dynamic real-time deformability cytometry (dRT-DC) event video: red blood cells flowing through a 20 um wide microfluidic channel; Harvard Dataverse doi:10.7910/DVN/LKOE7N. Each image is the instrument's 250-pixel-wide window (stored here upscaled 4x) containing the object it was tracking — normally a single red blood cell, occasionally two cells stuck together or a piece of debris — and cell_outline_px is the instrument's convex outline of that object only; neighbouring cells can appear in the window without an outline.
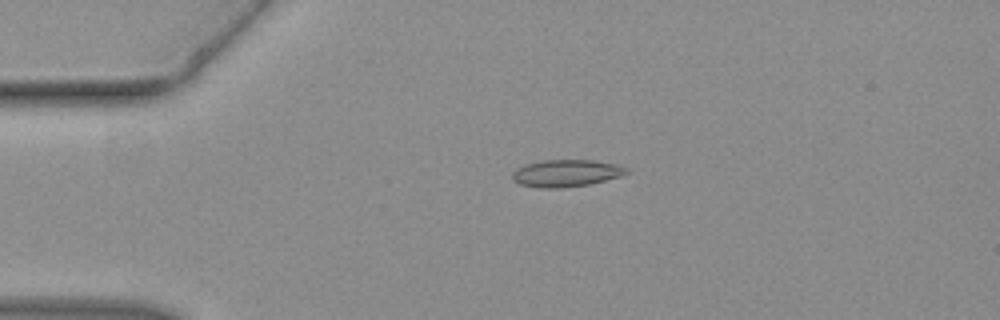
{"species": "common noctule bat (a hibernating species)", "species_latin": "Nyctalus noctula", "temperature_condition": "warm", "stored_images_in_passage": 45, "camera_frame_rate_fps": 3000, "um_per_image_px": 0.085, "animal": {"sex": "female", "body_mass_g": 19.3, "forearm_length_mm": 54.1}, "frame": {"image": 1, "passage_image": 9, "time_ms": 2.667, "image_size_px": [1000, 320], "cell_outline_px": [[628, 172], [620, 176], [588, 184], [560, 188], [544, 188], [520, 184], [512, 180], [512, 172], [516, 168], [528, 164], [544, 160], [592, 160], [616, 164], [628, 168]], "centroid_in_image_um": [48.1, 14.72], "position_along_channel_um": 36.9, "area_um2": 17.8}}
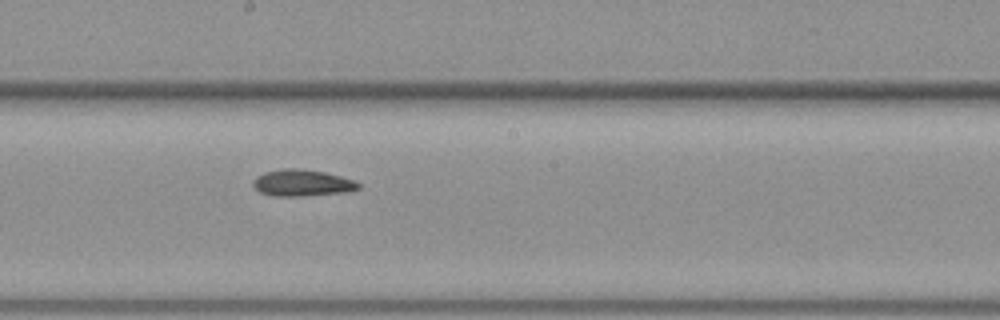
{"frame": {"image": 2, "passage_image": 24, "time_ms": 7.667, "image_size_px": [1000, 320], "cell_outline_px": [[360, 188], [348, 192], [300, 196], [272, 196], [260, 192], [252, 184], [252, 180], [256, 176], [264, 172], [280, 168], [296, 168], [324, 172], [356, 180], [360, 184]], "centroid_in_image_um": [25.67, 15.54], "position_along_channel_um": 222.5, "area_um2": 16.47}}
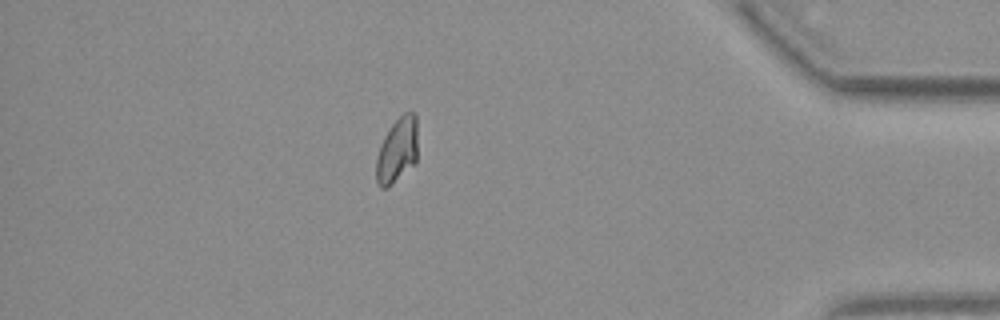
{"frame": {"image": 3, "passage_image": 39, "time_ms": 12.667, "image_size_px": [1000, 320], "cell_outline_px": [[416, 164], [388, 188], [380, 188], [376, 180], [376, 156], [380, 144], [388, 128], [404, 112], [412, 112], [416, 116]], "centroid_in_image_um": [33.74, 12.81], "position_along_channel_um": 401.5, "area_um2": 15.95}}